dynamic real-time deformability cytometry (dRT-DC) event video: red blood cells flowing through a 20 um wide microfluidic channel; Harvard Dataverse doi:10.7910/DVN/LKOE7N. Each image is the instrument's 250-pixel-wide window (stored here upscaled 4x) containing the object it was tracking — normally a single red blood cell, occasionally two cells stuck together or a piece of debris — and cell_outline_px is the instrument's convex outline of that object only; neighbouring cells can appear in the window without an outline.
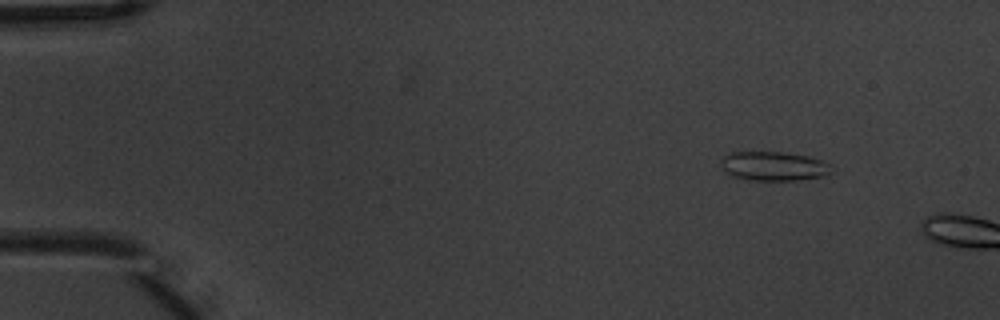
{"species": "common noctule bat (a hibernating species)", "species_latin": "Nyctalus noctula", "temperature_condition": "warm", "stored_images_in_passage": 3, "camera_frame_rate_fps": 3000, "um_per_image_px": 0.085, "animal": {"sex": "male", "body_mass_g": 20.1, "forearm_length_mm": 53.5}, "frame": {"image": 1, "passage_image": 2, "time_ms": 0.333, "image_size_px": [1000, 320], "cell_outline_px": [[828, 172], [824, 176], [800, 180], [752, 180], [732, 176], [724, 168], [720, 160], [724, 156], [732, 152], [780, 152], [808, 156], [820, 160], [828, 164]], "centroid_in_image_um": [65.73, 14.12], "position_along_channel_um": 19.3, "area_um2": 18.32}}